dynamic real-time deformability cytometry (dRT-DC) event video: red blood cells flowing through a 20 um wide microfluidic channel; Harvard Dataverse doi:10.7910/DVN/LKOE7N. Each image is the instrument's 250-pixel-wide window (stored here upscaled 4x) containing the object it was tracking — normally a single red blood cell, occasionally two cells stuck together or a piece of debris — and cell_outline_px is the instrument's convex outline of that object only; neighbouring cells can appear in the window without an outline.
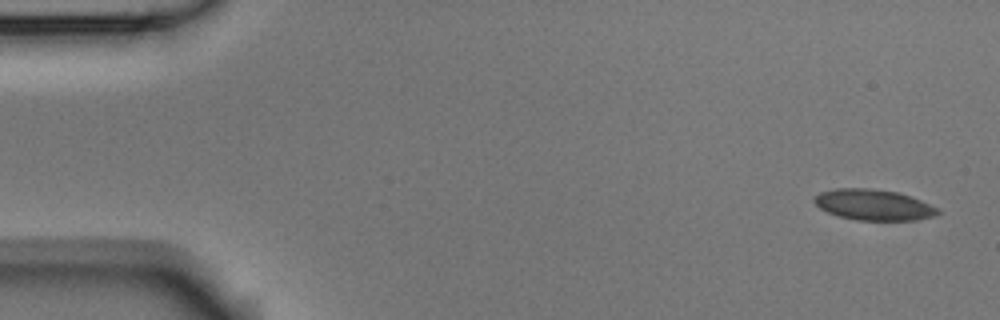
{"species": "Egyptian fruit bat (a non-hibernating species)", "species_latin": "Rousettus aegyptiacus", "temperature_condition": "room temperature", "stored_images_in_passage": 5, "camera_frame_rate_fps": 3000, "um_per_image_px": 0.085, "animal": {"sex": "male"}, "frame": {"image": 1, "passage_image": 1, "time_ms": 0.0, "image_size_px": [1000, 320], "cell_outline_px": [[940, 212], [936, 216], [912, 220], [856, 220], [840, 216], [828, 212], [820, 208], [812, 200], [812, 196], [820, 192], [836, 188], [872, 188], [900, 192], [912, 196], [936, 208]], "centroid_in_image_um": [74.22, 17.39], "position_along_channel_um": 10.8, "area_um2": 22.25}}
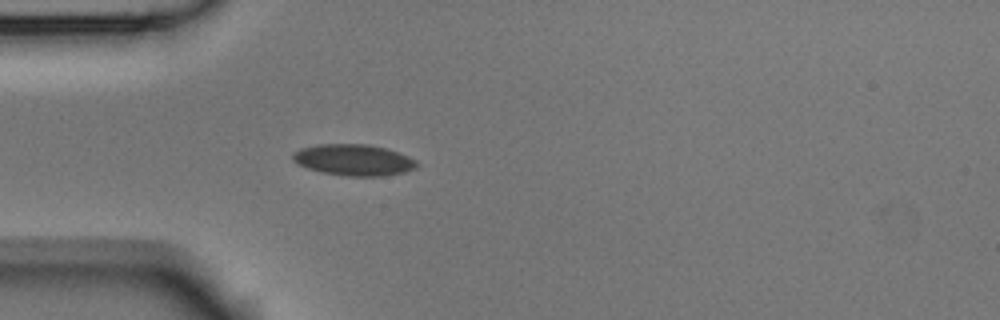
{"frame": {"image": 2, "passage_image": 5, "time_ms": 1.333, "image_size_px": [1000, 320], "cell_outline_px": [[420, 164], [416, 168], [404, 172], [384, 176], [348, 176], [320, 172], [308, 168], [292, 160], [292, 152], [300, 148], [316, 144], [368, 144], [388, 148], [408, 156], [416, 160]], "centroid_in_image_um": [30.08, 13.59], "position_along_channel_um": 54.9, "area_um2": 22.83}}